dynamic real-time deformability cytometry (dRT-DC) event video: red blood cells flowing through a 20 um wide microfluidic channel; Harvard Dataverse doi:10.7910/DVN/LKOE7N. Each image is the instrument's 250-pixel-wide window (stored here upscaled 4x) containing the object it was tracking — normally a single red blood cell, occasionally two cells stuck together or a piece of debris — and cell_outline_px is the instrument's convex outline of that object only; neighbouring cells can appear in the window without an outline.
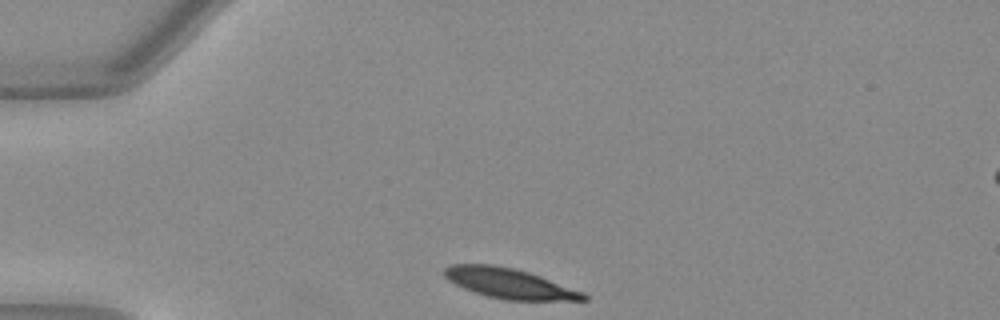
{"species": "Egyptian fruit bat (a non-hibernating species)", "species_latin": "Rousettus aegyptiacus", "temperature_condition": "warm", "stored_images_in_passage": 31, "camera_frame_rate_fps": 3000, "um_per_image_px": 0.085, "animal": {"sex": "female"}, "frame": {"image": 1, "passage_image": 1, "time_ms": 0.0, "image_size_px": [1000, 320], "cell_outline_px": [[588, 300], [504, 300], [488, 296], [464, 288], [448, 280], [444, 276], [444, 268], [452, 264], [488, 264], [512, 268], [528, 272], [540, 276], [584, 292], [588, 296]], "centroid_in_image_um": [43.3, 24.09], "position_along_channel_um": 41.7, "area_um2": 24.1}}
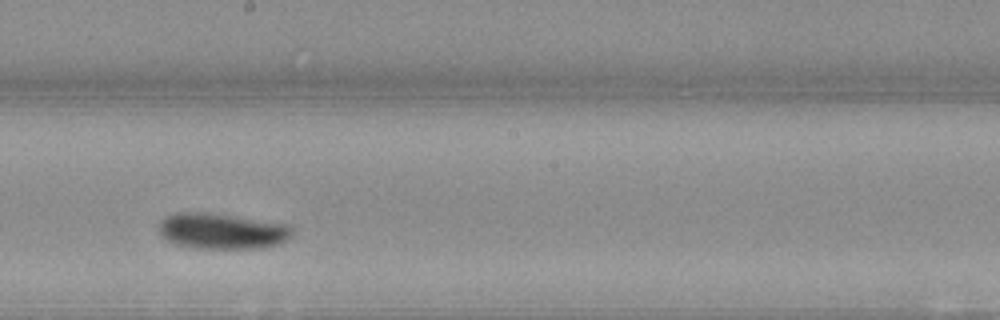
{"frame": {"image": 2, "passage_image": 18, "time_ms": 5.667, "image_size_px": [1000, 320], "cell_outline_px": [[292, 232], [288, 240], [280, 244], [260, 248], [184, 248], [172, 244], [160, 236], [160, 224], [168, 216], [180, 212], [204, 212], [288, 224], [292, 228]], "centroid_in_image_um": [18.85, 19.67], "position_along_channel_um": 229.3, "area_um2": 27.8}}
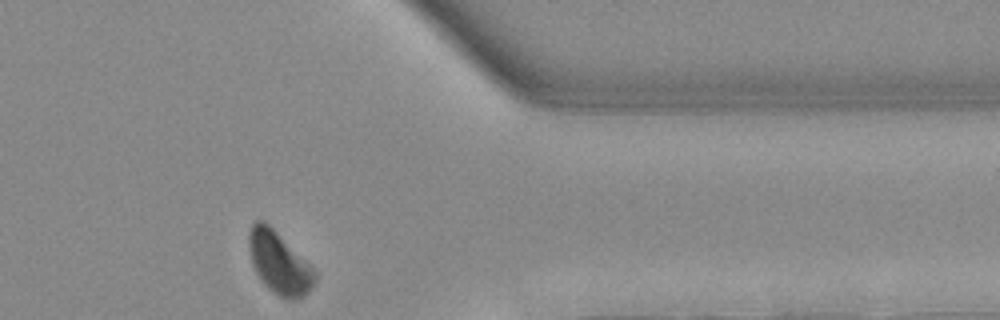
{"frame": {"image": 3, "passage_image": 31, "time_ms": 10.0, "image_size_px": [1000, 320], "cell_outline_px": [[316, 280], [312, 288], [304, 296], [296, 300], [284, 300], [272, 292], [264, 284], [256, 272], [252, 264], [248, 248], [248, 232], [252, 224], [256, 220], [264, 220], [316, 272]], "centroid_in_image_um": [23.7, 22.38], "position_along_channel_um": 387.7, "area_um2": 23.7}, "authors_computed_cell_mechanics": {"area_um2": 25.8944, "velocity_mm_per_s": 3.9507, "shape_relaxation_time_tau1_ms": 2.7643, "shape_relaxation_time_tau2_ms": 10.5143, "deformation_change_tau1": 0.1309, "deformation_change_tau2": 0.1213}}